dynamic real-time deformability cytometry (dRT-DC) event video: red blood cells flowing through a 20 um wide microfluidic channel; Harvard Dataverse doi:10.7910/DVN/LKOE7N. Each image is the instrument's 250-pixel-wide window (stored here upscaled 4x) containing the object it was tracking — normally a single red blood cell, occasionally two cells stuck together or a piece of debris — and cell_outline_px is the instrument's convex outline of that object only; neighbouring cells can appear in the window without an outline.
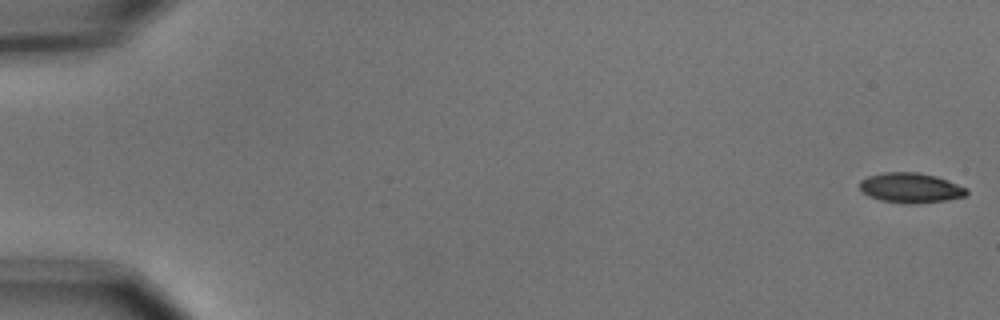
{"species": "common noctule bat (a hibernating species)", "species_latin": "Nyctalus noctula", "temperature_condition": "cold", "stored_images_in_passage": 5, "camera_frame_rate_fps": 3000, "um_per_image_px": 0.085, "animal": {"sex": "male", "body_mass_g": 15.6}, "frame": {"image": 1, "passage_image": 1, "time_ms": 0.0, "image_size_px": [1000, 320], "cell_outline_px": [[968, 192], [964, 196], [944, 200], [916, 204], [904, 204], [880, 200], [868, 196], [860, 188], [860, 180], [868, 176], [884, 172], [916, 172], [936, 176], [948, 180], [968, 188]], "centroid_in_image_um": [77.4, 15.97], "position_along_channel_um": 7.6, "area_um2": 18.73}}
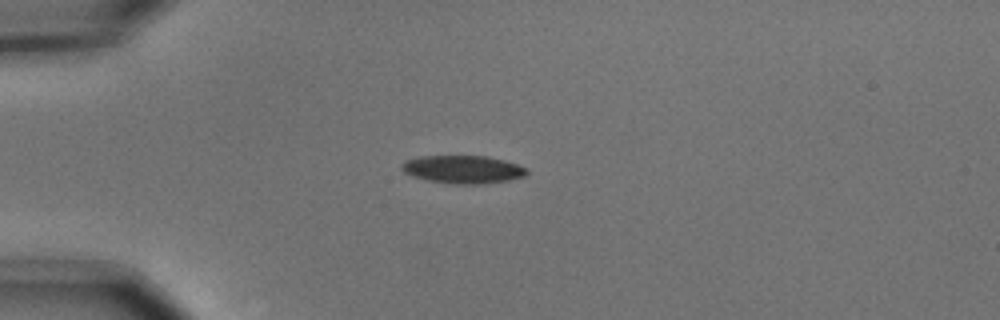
{"frame": {"image": 2, "passage_image": 5, "time_ms": 1.333, "image_size_px": [1000, 320], "cell_outline_px": [[528, 172], [524, 176], [508, 180], [484, 184], [456, 184], [428, 180], [412, 176], [404, 172], [400, 168], [400, 164], [404, 160], [420, 156], [488, 156], [504, 160], [528, 168]], "centroid_in_image_um": [39.33, 14.39], "position_along_channel_um": 45.7, "area_um2": 20.46}}